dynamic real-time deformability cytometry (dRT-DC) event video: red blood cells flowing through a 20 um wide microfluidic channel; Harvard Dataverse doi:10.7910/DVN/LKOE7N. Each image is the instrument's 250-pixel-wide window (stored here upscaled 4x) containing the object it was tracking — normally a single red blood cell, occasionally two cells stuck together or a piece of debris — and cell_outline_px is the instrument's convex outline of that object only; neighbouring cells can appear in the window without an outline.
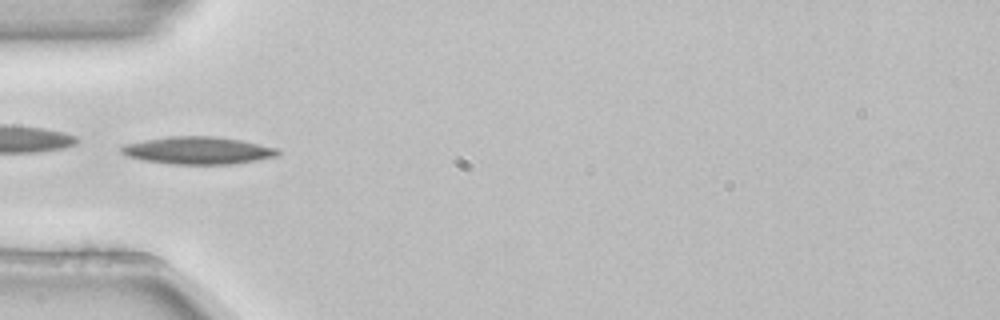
{"species": "common noctule bat (a hibernating species)", "species_latin": "Nyctalus noctula", "temperature_condition": "room temperature", "stored_images_in_passage": 2, "camera_frame_rate_fps": 3000, "um_per_image_px": 0.085, "animal": {"sex": "female", "body_mass_g": 22.7, "forearm_length_mm": 54.2}, "frame": {"image": 1, "passage_image": 2, "time_ms": 0.333, "image_size_px": [1000, 320], "cell_outline_px": [[280, 156], [232, 164], [172, 164], [144, 160], [128, 156], [120, 152], [120, 148], [124, 144], [144, 140], [172, 136], [212, 136], [240, 140], [276, 148], [280, 152]], "centroid_in_image_um": [16.82, 12.79], "position_along_channel_um": 68.2, "area_um2": 24.85}}